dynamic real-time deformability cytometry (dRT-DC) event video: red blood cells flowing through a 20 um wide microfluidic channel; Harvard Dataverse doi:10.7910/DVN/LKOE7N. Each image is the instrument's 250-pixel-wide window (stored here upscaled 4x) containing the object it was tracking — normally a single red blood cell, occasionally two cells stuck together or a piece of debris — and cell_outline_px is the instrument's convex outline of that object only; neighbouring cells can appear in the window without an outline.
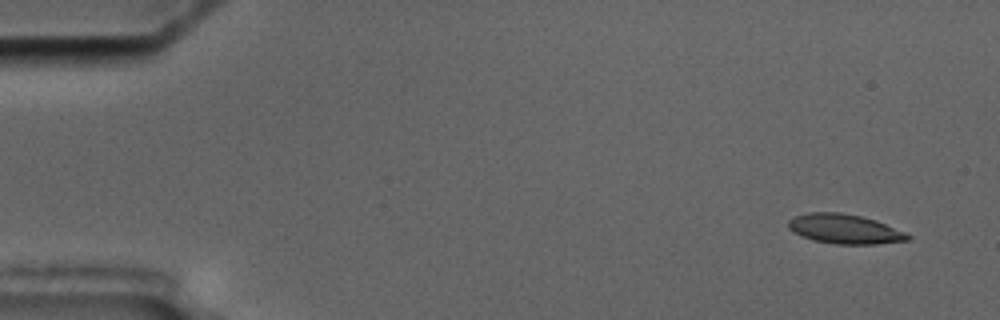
{"species": "common noctule bat (a hibernating species)", "species_latin": "Nyctalus noctula", "temperature_condition": "cold", "stored_images_in_passage": 6, "camera_frame_rate_fps": 3000, "um_per_image_px": 0.085, "animal": {"sex": "male", "body_mass_g": 17.5, "forearm_length_mm": 52.3}, "frame": {"image": 1, "passage_image": 2, "time_ms": 1.0, "image_size_px": [1000, 320], "cell_outline_px": [[912, 236], [908, 240], [876, 244], [836, 244], [812, 240], [788, 228], [788, 220], [792, 216], [808, 212], [840, 212], [860, 216], [876, 220], [904, 232]], "centroid_in_image_um": [71.77, 19.45], "position_along_channel_um": 13.2, "area_um2": 20.46}}